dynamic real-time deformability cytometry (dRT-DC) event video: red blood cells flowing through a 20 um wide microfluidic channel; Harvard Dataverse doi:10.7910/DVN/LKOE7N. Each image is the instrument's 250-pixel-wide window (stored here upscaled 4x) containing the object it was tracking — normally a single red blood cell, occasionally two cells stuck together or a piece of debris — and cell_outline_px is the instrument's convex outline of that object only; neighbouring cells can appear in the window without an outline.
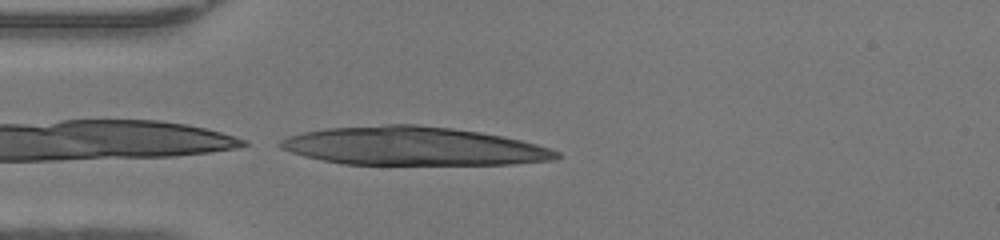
{"species": "human", "species_latin": "Homo sapiens", "temperature_condition": "warm", "stored_images_in_passage": 12, "camera_frame_rate_fps": 3000, "um_per_image_px": 0.085, "donor": {"sex": "female"}, "frame": {"image": 1, "passage_image": 12, "time_ms": 3.667, "image_size_px": [1000, 240], "cell_outline_px": [[560, 156], [556, 160], [512, 164], [344, 164], [304, 156], [280, 148], [276, 144], [280, 140], [288, 136], [304, 132], [328, 128], [384, 124], [416, 124], [452, 128], [480, 132], [520, 140], [536, 144], [560, 152]], "centroid_in_image_um": [35.12, 12.42], "position_along_channel_um": 49.9, "area_um2": 61.73}}